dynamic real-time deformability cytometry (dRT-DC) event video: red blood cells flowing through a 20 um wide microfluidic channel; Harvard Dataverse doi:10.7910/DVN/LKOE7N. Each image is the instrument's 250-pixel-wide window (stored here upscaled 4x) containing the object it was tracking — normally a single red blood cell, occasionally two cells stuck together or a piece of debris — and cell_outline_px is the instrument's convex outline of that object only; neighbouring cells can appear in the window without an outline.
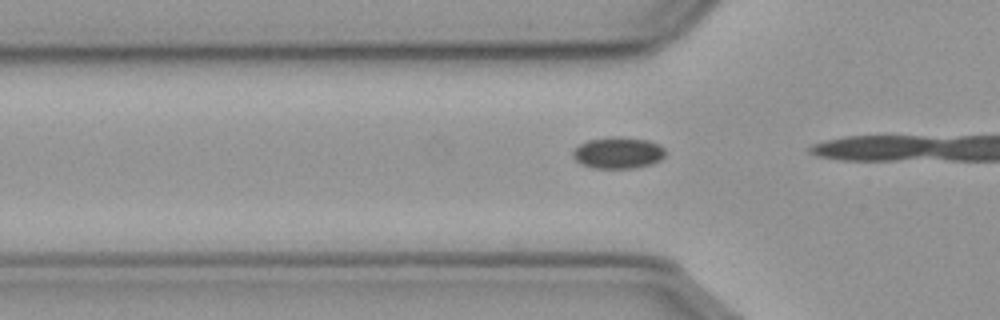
{"species": "common noctule bat (a hibernating species)", "species_latin": "Nyctalus noctula", "temperature_condition": "cold", "stored_images_in_passage": 5, "camera_frame_rate_fps": 3000, "um_per_image_px": 0.085, "animal": {"sex": "male", "body_mass_g": 23.1, "forearm_length_mm": 52.7}, "frame": {"image": 1, "passage_image": 3, "time_ms": 0.667, "image_size_px": [1000, 320], "cell_outline_px": [[664, 156], [660, 160], [652, 164], [636, 168], [592, 168], [580, 164], [572, 156], [572, 152], [580, 144], [588, 140], [612, 136], [620, 136], [648, 140], [660, 144], [664, 148]], "centroid_in_image_um": [52.54, 12.99], "position_along_channel_um": 73.3, "area_um2": 17.17}}